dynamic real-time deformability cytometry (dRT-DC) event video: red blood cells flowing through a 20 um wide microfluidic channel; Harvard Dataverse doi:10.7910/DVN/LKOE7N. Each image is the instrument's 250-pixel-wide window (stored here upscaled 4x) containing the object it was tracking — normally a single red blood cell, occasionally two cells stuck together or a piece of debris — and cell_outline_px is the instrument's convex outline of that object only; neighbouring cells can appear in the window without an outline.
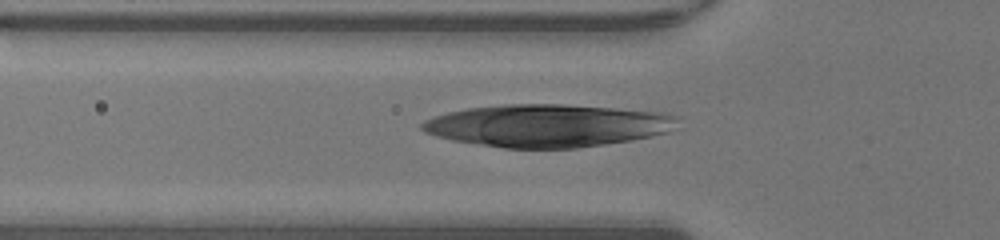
{"species": "human", "species_latin": "Homo sapiens", "temperature_condition": "warm", "stored_images_in_passage": 33, "camera_frame_rate_fps": 3000, "um_per_image_px": 0.085, "donor": {"sex": "male"}, "frame": {"image": 1, "passage_image": 3, "time_ms": 0.667, "image_size_px": [1000, 240], "cell_outline_px": [[680, 116], [668, 132], [652, 136], [632, 140], [576, 148], [504, 148], [452, 140], [436, 136], [424, 132], [420, 128], [420, 124], [424, 120], [448, 112], [468, 108], [508, 104], [564, 104], [668, 112]], "centroid_in_image_um": [46.55, 10.67], "position_along_channel_um": 79.2, "area_um2": 63.58}}
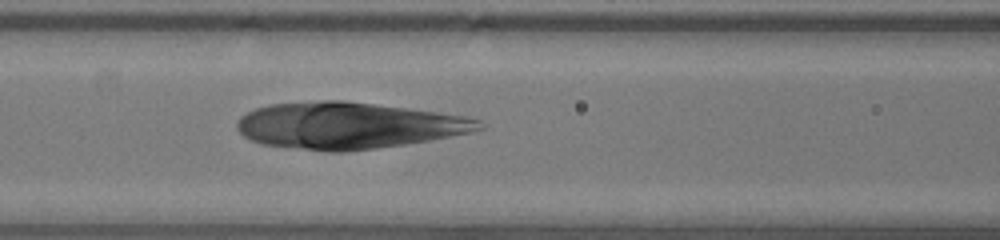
{"frame": {"image": 2, "passage_image": 7, "time_ms": 2.0, "image_size_px": [1000, 240], "cell_outline_px": [[484, 128], [468, 132], [428, 140], [404, 144], [376, 148], [344, 152], [328, 152], [260, 144], [244, 136], [236, 128], [236, 120], [240, 116], [256, 108], [272, 104], [320, 100], [344, 100], [436, 112], [464, 116], [480, 120], [484, 124]], "centroid_in_image_um": [29.53, 10.67], "position_along_channel_um": 137.1, "area_um2": 65.26}}